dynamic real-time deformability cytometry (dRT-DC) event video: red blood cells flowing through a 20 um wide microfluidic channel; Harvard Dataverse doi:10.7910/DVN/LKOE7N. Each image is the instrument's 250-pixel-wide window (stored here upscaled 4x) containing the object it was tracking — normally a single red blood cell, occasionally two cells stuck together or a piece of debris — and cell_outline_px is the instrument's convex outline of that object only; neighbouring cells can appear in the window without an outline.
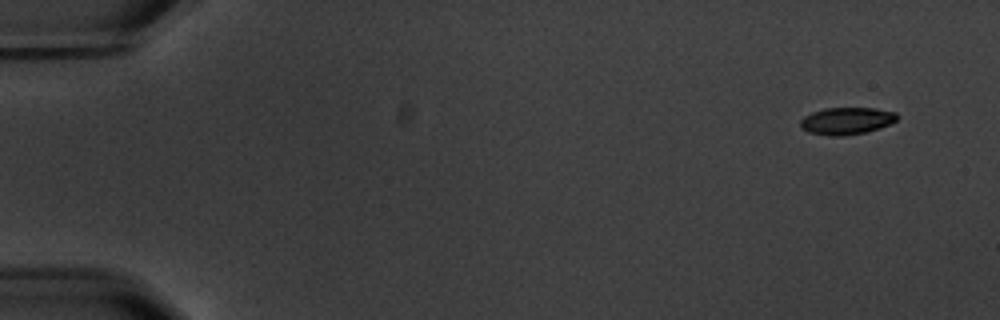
{"species": "common noctule bat (a hibernating species)", "species_latin": "Nyctalus noctula", "temperature_condition": "warm", "stored_images_in_passage": 5, "camera_frame_rate_fps": 3000, "um_per_image_px": 0.085, "animal": {"sex": "male", "body_mass_g": 20.1, "forearm_length_mm": 53.5}, "frame": {"image": 1, "passage_image": 2, "time_ms": 1.333, "image_size_px": [1000, 320], "cell_outline_px": [[896, 120], [880, 128], [868, 132], [844, 136], [828, 136], [808, 132], [800, 128], [800, 120], [804, 116], [812, 112], [824, 108], [876, 108], [896, 112]], "centroid_in_image_um": [71.92, 10.28], "position_along_channel_um": 13.1, "area_um2": 15.43}}
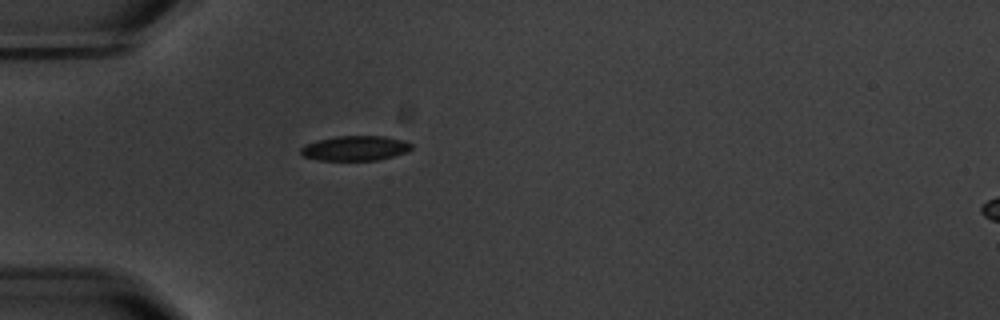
{"frame": {"image": 2, "passage_image": 5, "time_ms": 6.0, "image_size_px": [1000, 320], "cell_outline_px": [[412, 148], [404, 152], [392, 156], [376, 160], [320, 160], [304, 156], [300, 152], [300, 148], [304, 144], [336, 136], [384, 136], [408, 140], [412, 144]], "centroid_in_image_um": [30.21, 12.58], "position_along_channel_um": 54.8, "area_um2": 15.95}}